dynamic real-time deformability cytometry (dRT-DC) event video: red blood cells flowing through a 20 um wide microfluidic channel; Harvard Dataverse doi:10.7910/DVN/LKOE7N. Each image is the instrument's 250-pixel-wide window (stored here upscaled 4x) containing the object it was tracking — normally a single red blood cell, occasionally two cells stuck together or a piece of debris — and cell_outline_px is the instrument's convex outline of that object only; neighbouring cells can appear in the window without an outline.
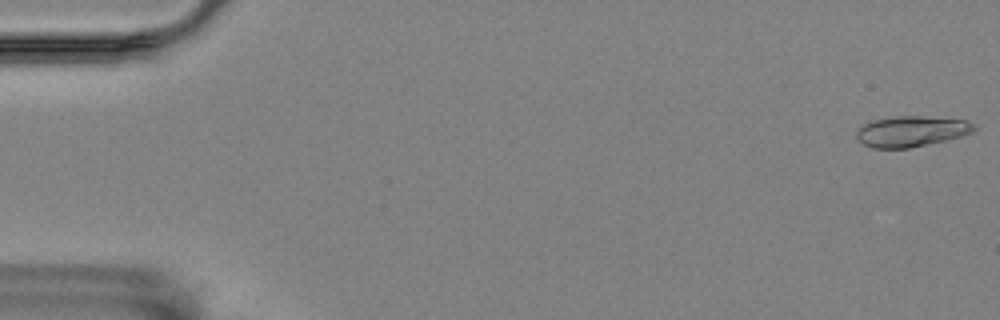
{"species": "Egyptian fruit bat (a non-hibernating species)", "species_latin": "Rousettus aegyptiacus", "temperature_condition": "room temperature", "stored_images_in_passage": 56, "camera_frame_rate_fps": 3000, "um_per_image_px": 0.085, "animal": {"sex": "female"}, "frame": {"image": 1, "passage_image": 1, "time_ms": 0.0, "image_size_px": [1000, 320], "cell_outline_px": [[976, 128], [972, 132], [960, 136], [928, 144], [908, 148], [872, 148], [856, 140], [856, 132], [864, 124], [872, 120], [896, 116], [920, 116], [964, 120], [972, 124]], "centroid_in_image_um": [77.4, 11.17], "position_along_channel_um": 7.6, "area_um2": 20.75}}
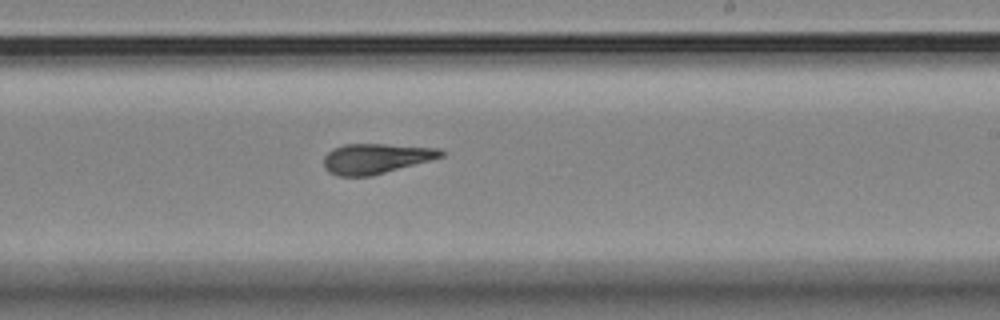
{"frame": {"image": 2, "passage_image": 34, "time_ms": 11.0, "image_size_px": [1000, 320], "cell_outline_px": [[444, 156], [372, 176], [340, 176], [328, 172], [324, 168], [324, 156], [332, 148], [344, 144], [388, 144], [440, 148], [444, 152]], "centroid_in_image_um": [31.93, 13.47], "position_along_channel_um": 257.1, "area_um2": 20.63}}
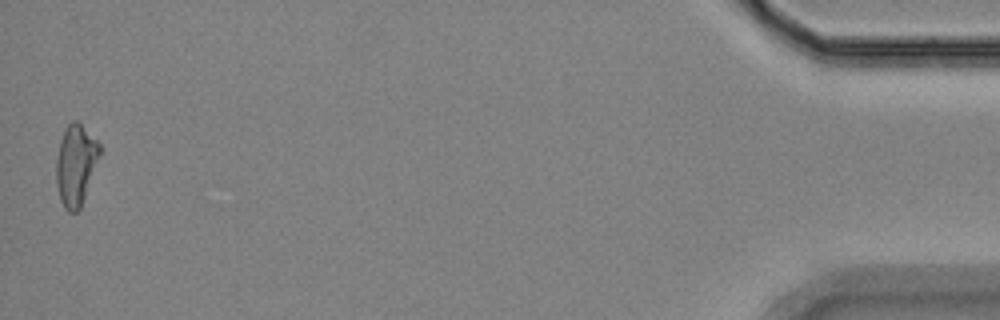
{"frame": {"image": 3, "passage_image": 56, "time_ms": 18.333, "image_size_px": [1000, 320], "cell_outline_px": [[100, 152], [80, 208], [76, 212], [68, 212], [64, 208], [60, 200], [56, 184], [56, 160], [60, 140], [68, 124], [72, 120], [76, 120], [100, 144]], "centroid_in_image_um": [6.4, 14.03], "position_along_channel_um": 428.8, "area_um2": 20.0}, "authors_computed_cell_mechanics": {"area_um2": 20.3456, "velocity_mm_per_s": 3.5395, "shape_relaxation_time_tau1_ms": 7.8721, "shape_relaxation_time_tau2_ms": 3.1907, "deformation_change_tau1": 0.2143, "deformation_change_tau2": 0.1156}}